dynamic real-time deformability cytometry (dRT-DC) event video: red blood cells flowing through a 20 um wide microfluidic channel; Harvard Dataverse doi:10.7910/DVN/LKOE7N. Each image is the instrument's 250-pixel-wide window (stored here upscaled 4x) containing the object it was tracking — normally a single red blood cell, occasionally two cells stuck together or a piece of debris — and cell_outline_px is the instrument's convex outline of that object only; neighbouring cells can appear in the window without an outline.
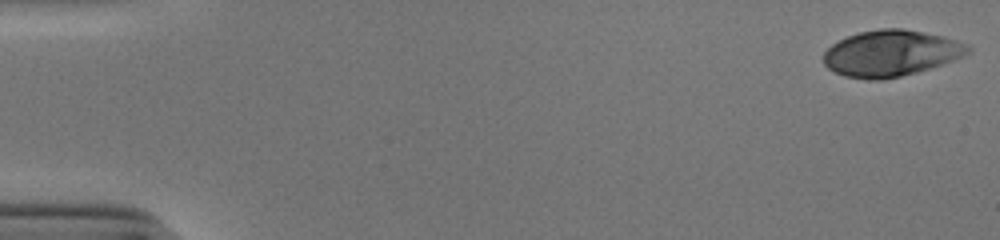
{"species": "human", "species_latin": "Homo sapiens", "temperature_condition": "cold", "stored_images_in_passage": 44, "camera_frame_rate_fps": 3000, "um_per_image_px": 0.085, "donor": {"sex": "male"}, "frame": {"image": 1, "passage_image": 1, "time_ms": 0.0, "image_size_px": [1000, 240], "cell_outline_px": [[972, 52], [964, 56], [916, 72], [900, 76], [880, 80], [868, 80], [844, 76], [828, 68], [824, 64], [824, 52], [832, 44], [848, 36], [860, 32], [880, 28], [900, 28], [944, 36], [968, 44], [972, 48]], "centroid_in_image_um": [75.74, 4.52], "position_along_channel_um": 9.3, "area_um2": 38.67}}
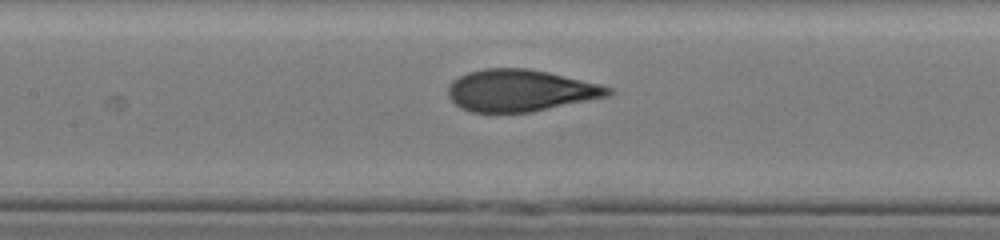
{"frame": {"image": 2, "passage_image": 25, "time_ms": 8.0, "image_size_px": [1000, 240], "cell_outline_px": [[612, 92], [608, 96], [532, 112], [472, 112], [460, 108], [448, 96], [448, 88], [452, 80], [468, 72], [484, 68], [528, 68], [548, 72], [600, 84], [612, 88]], "centroid_in_image_um": [44.21, 7.69], "position_along_channel_um": 163.2, "area_um2": 38.96}}
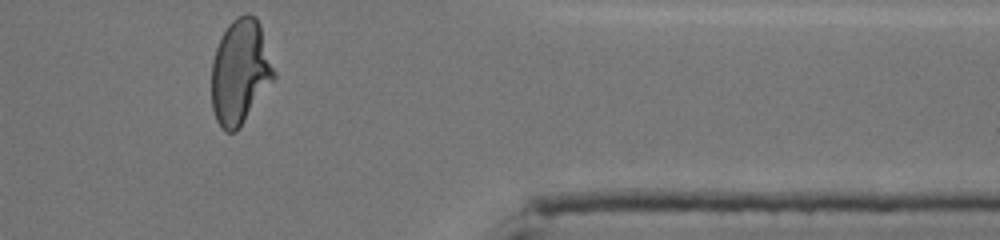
{"frame": {"image": 3, "passage_image": 44, "time_ms": 14.333, "image_size_px": [1000, 240], "cell_outline_px": [[276, 80], [236, 132], [224, 132], [216, 120], [212, 108], [212, 60], [216, 48], [228, 24], [236, 16], [244, 12], [248, 12], [256, 16], [260, 24], [276, 72]], "centroid_in_image_um": [20.44, 6.11], "position_along_channel_um": 391.0, "area_um2": 38.73}, "authors_computed_cell_mechanics": {"area_um2": 38.6104, "velocity_mm_per_s": 3.8898, "shape_relaxation_time_tau1_ms": 4.6417, "shape_relaxation_time_tau2_ms": null, "deformation_change_tau1": 0.1968, "deformation_change_tau2": null}}